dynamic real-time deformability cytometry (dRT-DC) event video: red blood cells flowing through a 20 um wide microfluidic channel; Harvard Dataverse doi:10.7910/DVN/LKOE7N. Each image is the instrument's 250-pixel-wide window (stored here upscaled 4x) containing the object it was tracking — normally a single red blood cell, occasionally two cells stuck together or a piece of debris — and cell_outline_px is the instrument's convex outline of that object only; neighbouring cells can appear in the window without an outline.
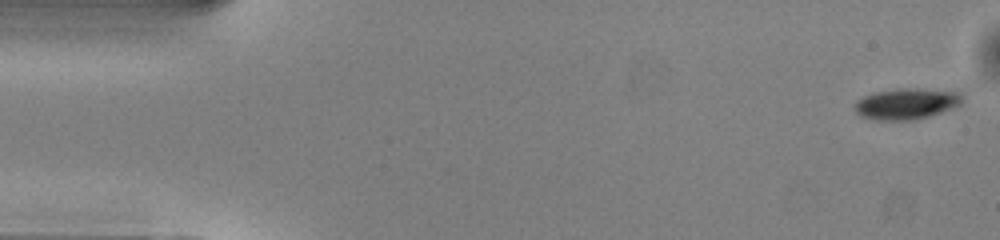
{"species": "common noctule bat (a hibernating species)", "species_latin": "Nyctalus noctula", "temperature_condition": "warm", "stored_images_in_passage": 50, "camera_frame_rate_fps": 3000, "um_per_image_px": 0.085, "animal": {"sex": "male", "body_mass_g": 13.0, "forearm_length_mm": 53.1}, "frame": {"image": 1, "passage_image": 1, "time_ms": 0.0, "image_size_px": [1000, 240], "cell_outline_px": [[968, 88], [964, 100], [960, 104], [952, 108], [916, 120], [876, 120], [860, 116], [852, 108], [856, 100], [872, 92], [896, 88]], "centroid_in_image_um": [77.2, 8.75], "position_along_channel_um": 7.8, "area_um2": 20.75}}
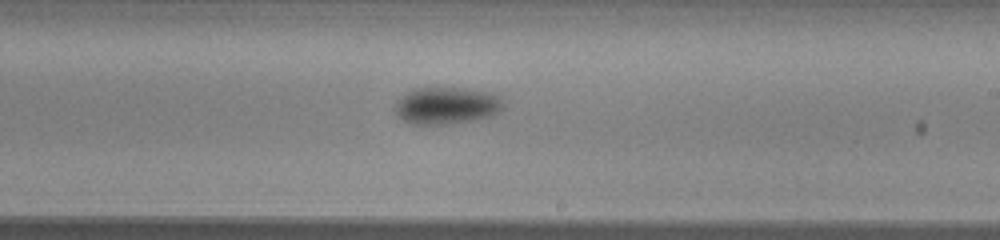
{"frame": {"image": 2, "passage_image": 29, "time_ms": 9.333, "image_size_px": [1000, 240], "cell_outline_px": [[504, 108], [500, 112], [492, 116], [472, 120], [448, 124], [408, 124], [400, 120], [392, 108], [396, 100], [400, 96], [416, 88], [436, 84], [468, 88], [492, 92], [504, 96]], "centroid_in_image_um": [37.96, 8.92], "position_along_channel_um": 251.0, "area_um2": 24.91}}
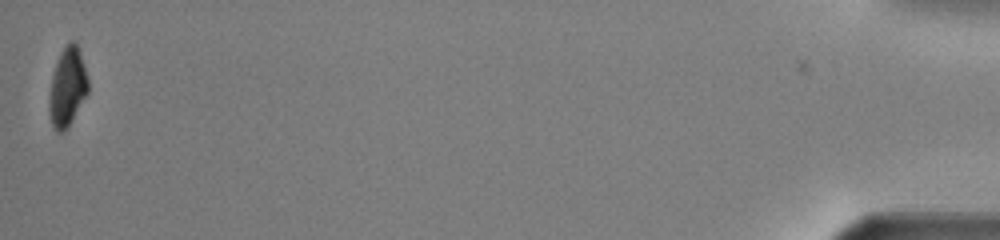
{"frame": {"image": 3, "passage_image": 50, "time_ms": 16.333, "image_size_px": [1000, 240], "cell_outline_px": [[88, 92], [68, 128], [64, 132], [56, 132], [52, 128], [48, 112], [48, 100], [52, 76], [60, 52], [68, 40], [76, 40], [80, 52], [88, 80]], "centroid_in_image_um": [5.71, 7.42], "position_along_channel_um": 429.5, "area_um2": 18.15}, "authors_computed_cell_mechanics": {"area_um2": 21.0103, "velocity_mm_per_s": 4.0373, "shape_relaxation_time_tau1_ms": 2.7426, "shape_relaxation_time_tau2_ms": null, "deformation_change_tau1": 0.1039, "deformation_change_tau2": null}}